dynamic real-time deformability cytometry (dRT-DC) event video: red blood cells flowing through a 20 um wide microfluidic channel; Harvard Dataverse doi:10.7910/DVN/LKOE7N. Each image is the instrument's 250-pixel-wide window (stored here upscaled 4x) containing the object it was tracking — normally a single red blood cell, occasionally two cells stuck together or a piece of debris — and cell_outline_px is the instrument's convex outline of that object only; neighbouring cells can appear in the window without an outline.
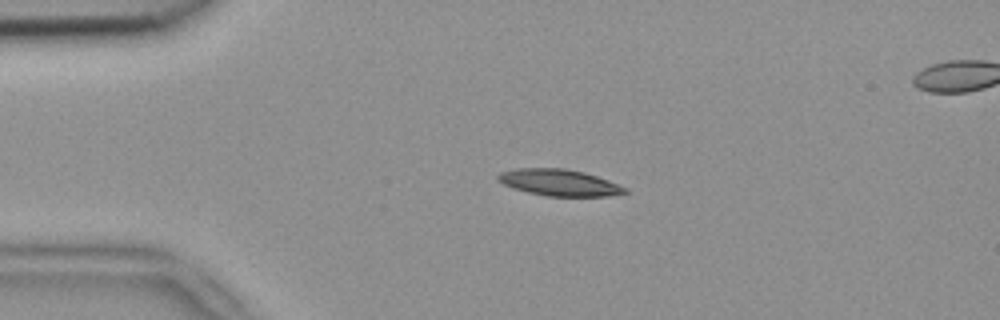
{"species": "common noctule bat (a hibernating species)", "species_latin": "Nyctalus noctula", "temperature_condition": "room temperature", "stored_images_in_passage": 4, "segment_of_instrument_passage": [1, 2], "camera_frame_rate_fps": 3000, "um_per_image_px": 0.085, "animal": {"sex": "female", "body_mass_g": 18.4}, "frame": {"image": 1, "passage_image": 2, "time_ms": 0.333, "image_size_px": [1000, 320], "cell_outline_px": [[628, 192], [608, 196], [544, 196], [512, 188], [496, 180], [496, 176], [500, 172], [516, 168], [564, 168], [584, 172], [608, 180], [628, 188]], "centroid_in_image_um": [47.51, 15.52], "position_along_channel_um": 37.5, "area_um2": 19.71}}